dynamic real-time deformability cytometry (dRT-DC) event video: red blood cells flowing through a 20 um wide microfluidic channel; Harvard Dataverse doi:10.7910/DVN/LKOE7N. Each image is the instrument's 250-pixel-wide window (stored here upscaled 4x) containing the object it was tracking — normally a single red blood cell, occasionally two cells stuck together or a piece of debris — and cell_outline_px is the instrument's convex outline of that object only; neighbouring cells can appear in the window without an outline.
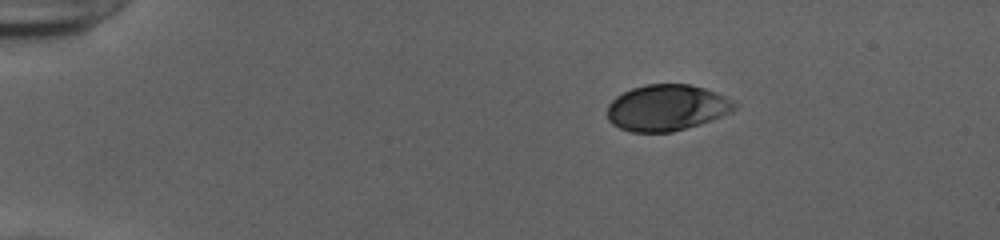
{"species": "human", "species_latin": "Homo sapiens", "temperature_condition": "cold", "stored_images_in_passage": 45, "camera_frame_rate_fps": 3000, "um_per_image_px": 0.085, "donor": {"sex": "female"}, "frame": {"image": 1, "passage_image": 1, "time_ms": 0.0, "image_size_px": [1000, 240], "cell_outline_px": [[740, 104], [736, 108], [712, 120], [700, 124], [672, 132], [632, 132], [620, 128], [612, 124], [608, 120], [608, 104], [616, 96], [632, 88], [644, 84], [688, 84], [704, 88], [716, 92]], "centroid_in_image_um": [56.67, 9.15], "position_along_channel_um": 28.3, "area_um2": 34.22}}
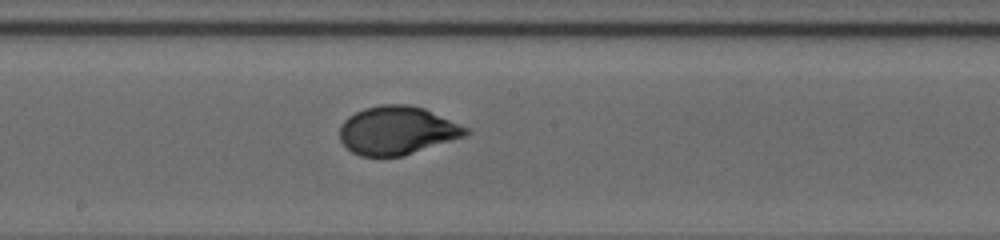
{"frame": {"image": 2, "passage_image": 22, "time_ms": 7.0, "image_size_px": [1000, 240], "cell_outline_px": [[472, 132], [468, 136], [404, 156], [360, 156], [352, 152], [340, 140], [340, 124], [348, 116], [364, 108], [380, 104], [408, 104], [424, 108], [472, 128]], "centroid_in_image_um": [33.83, 11.09], "position_along_channel_um": 214.4, "area_um2": 36.18}}
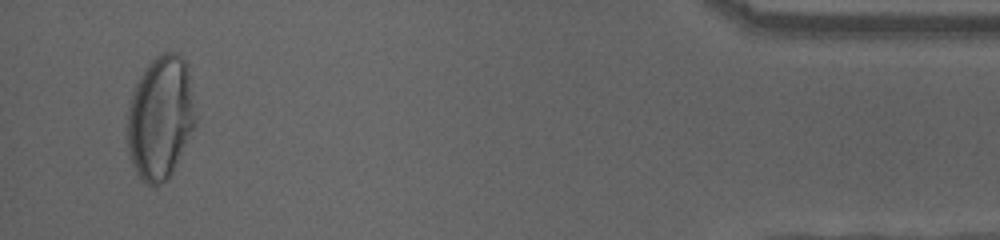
{"frame": {"image": 3, "passage_image": 43, "time_ms": 14.0, "image_size_px": [1000, 240], "cell_outline_px": [[196, 124], [168, 180], [156, 188], [152, 188], [136, 172], [132, 164], [128, 152], [124, 136], [128, 108], [132, 88], [148, 64], [156, 56], [164, 52], [176, 52], [188, 64], [196, 120]], "centroid_in_image_um": [13.6, 10.02], "position_along_channel_um": 421.6, "area_um2": 49.94}, "authors_computed_cell_mechanics": {"area_um2": 35.8938, "velocity_mm_per_s": 3.8911, "shape_relaxation_time_tau1_ms": 4.5435, "shape_relaxation_time_tau2_ms": null, "deformation_change_tau1": 0.1918, "deformation_change_tau2": null}}